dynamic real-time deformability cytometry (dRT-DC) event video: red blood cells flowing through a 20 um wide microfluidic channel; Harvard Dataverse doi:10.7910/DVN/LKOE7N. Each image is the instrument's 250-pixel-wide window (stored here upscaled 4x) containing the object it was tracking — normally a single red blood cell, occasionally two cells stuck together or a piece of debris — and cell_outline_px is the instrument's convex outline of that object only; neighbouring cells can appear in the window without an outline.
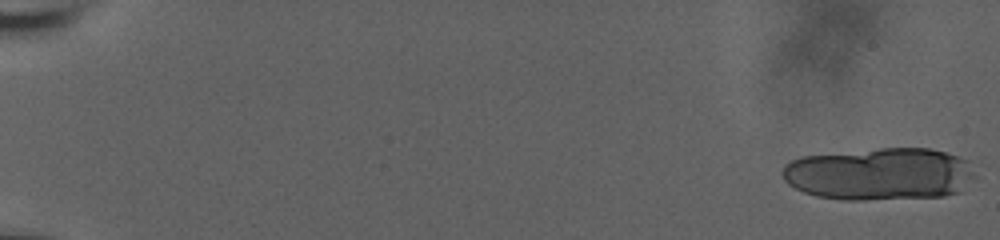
{"species": "human", "species_latin": "Homo sapiens", "temperature_condition": "room temperature", "stored_images_in_passage": 20, "camera_frame_rate_fps": 3000, "um_per_image_px": 0.085, "donor": {"sex": "male"}, "frame": {"image": 1, "passage_image": 1, "time_ms": 0.0, "image_size_px": [1000, 240], "cell_outline_px": [[976, 176], [960, 192], [944, 196], [864, 200], [844, 200], [816, 196], [804, 192], [788, 184], [784, 180], [780, 172], [784, 164], [800, 156], [880, 148], [928, 148], [960, 156], [968, 160]], "centroid_in_image_um": [74.76, 14.79], "position_along_channel_um": 10.2, "area_um2": 59.48}}